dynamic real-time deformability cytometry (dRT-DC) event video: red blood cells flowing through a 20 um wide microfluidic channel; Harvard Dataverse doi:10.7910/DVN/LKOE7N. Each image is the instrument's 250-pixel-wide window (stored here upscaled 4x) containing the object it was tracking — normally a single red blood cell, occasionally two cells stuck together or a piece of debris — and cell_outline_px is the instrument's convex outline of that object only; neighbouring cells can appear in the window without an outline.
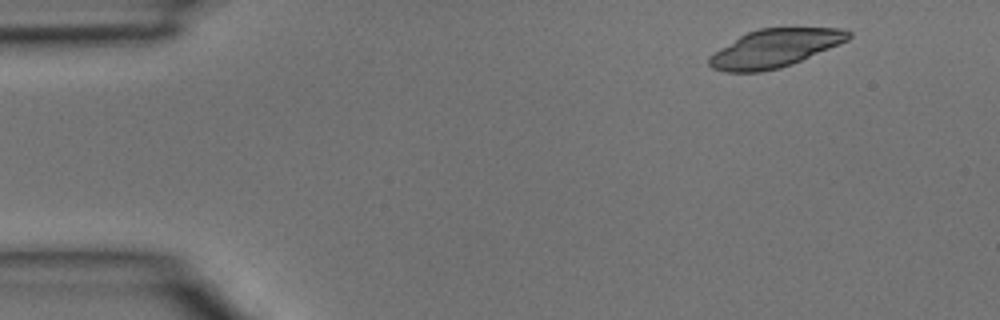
{"species": "common noctule bat (a hibernating species)", "species_latin": "Nyctalus noctula", "temperature_condition": "room temperature", "stored_images_in_passage": 4, "segment_of_instrument_passage": [1, 2], "camera_frame_rate_fps": 3000, "um_per_image_px": 0.085, "animal": {"sex": "male", "body_mass_g": 15.6}, "frame": {"image": 1, "passage_image": 1, "time_ms": 0.0, "image_size_px": [1000, 320], "cell_outline_px": [[852, 36], [848, 40], [840, 44], [792, 64], [780, 68], [760, 72], [724, 72], [712, 68], [708, 64], [708, 56], [720, 48], [740, 36], [748, 32], [760, 28], [840, 28], [852, 32]], "centroid_in_image_um": [65.85, 4.11], "position_along_channel_um": 19.1, "area_um2": 30.87}}